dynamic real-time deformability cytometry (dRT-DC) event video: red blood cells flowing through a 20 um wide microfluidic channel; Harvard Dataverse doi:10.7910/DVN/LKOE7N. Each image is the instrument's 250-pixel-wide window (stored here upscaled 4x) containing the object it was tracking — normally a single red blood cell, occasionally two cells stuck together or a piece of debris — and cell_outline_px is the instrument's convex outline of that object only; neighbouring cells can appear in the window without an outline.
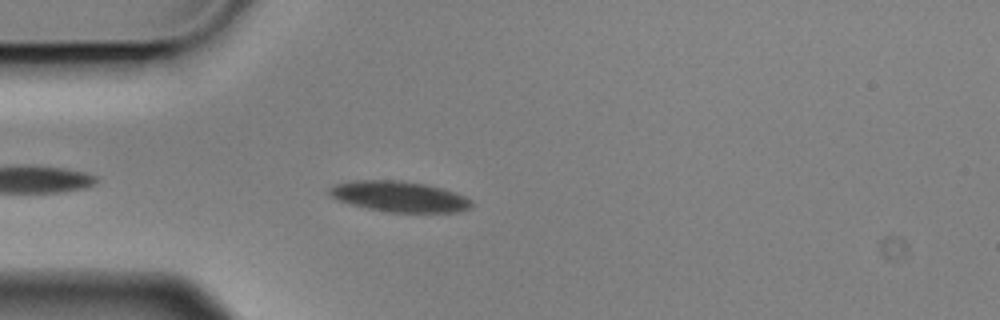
{"species": "Egyptian fruit bat (a non-hibernating species)", "species_latin": "Rousettus aegyptiacus", "temperature_condition": "cold", "stored_images_in_passage": 5, "camera_frame_rate_fps": 3000, "um_per_image_px": 0.085, "animal": {"sex": "male"}, "frame": {"image": 1, "passage_image": 5, "time_ms": 1.333, "image_size_px": [1000, 320], "cell_outline_px": [[472, 208], [460, 212], [388, 212], [368, 208], [352, 204], [328, 196], [328, 188], [336, 184], [356, 180], [392, 180], [424, 184], [456, 192], [472, 200]], "centroid_in_image_um": [33.96, 16.71], "position_along_channel_um": 51.0, "area_um2": 25.26}}